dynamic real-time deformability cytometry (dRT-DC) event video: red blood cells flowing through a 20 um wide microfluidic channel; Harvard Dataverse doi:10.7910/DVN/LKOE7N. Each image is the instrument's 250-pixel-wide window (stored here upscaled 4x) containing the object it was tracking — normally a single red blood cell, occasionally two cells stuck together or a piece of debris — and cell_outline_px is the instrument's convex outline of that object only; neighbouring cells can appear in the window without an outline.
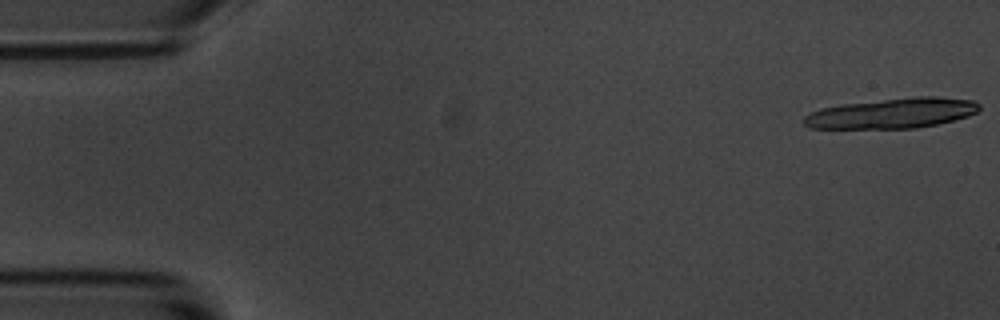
{"species": "common noctule bat (a hibernating species)", "species_latin": "Nyctalus noctula", "temperature_condition": "room temperature", "stored_images_in_passage": 7, "camera_frame_rate_fps": 3000, "um_per_image_px": 0.085, "animal": {"sex": "male", "body_mass_g": 20.1, "forearm_length_mm": 53.5}, "frame": {"image": 1, "passage_image": 1, "time_ms": 0.0, "image_size_px": [1000, 320], "cell_outline_px": [[980, 108], [976, 112], [968, 116], [936, 124], [916, 128], [808, 128], [804, 124], [804, 116], [820, 108], [840, 104], [912, 96], [936, 96], [972, 100], [980, 104]], "centroid_in_image_um": [75.83, 9.61], "position_along_channel_um": 9.2, "area_um2": 30.92}}
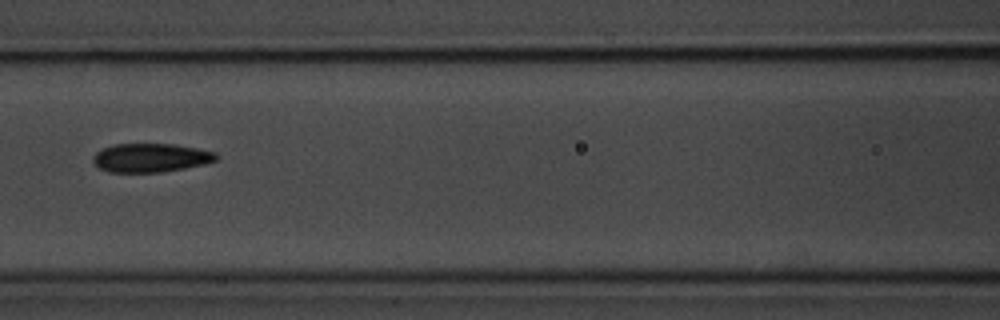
{"frame": {"image": 2, "passage_image": 7, "time_ms": 2.0, "image_size_px": [1000, 320], "cell_outline_px": [[220, 156], [216, 160], [204, 164], [184, 168], [160, 172], [108, 172], [100, 168], [92, 160], [92, 156], [96, 152], [112, 144], [172, 144], [196, 148], [216, 152]], "centroid_in_image_um": [12.81, 13.4], "position_along_channel_um": 153.8, "area_um2": 20.58}}